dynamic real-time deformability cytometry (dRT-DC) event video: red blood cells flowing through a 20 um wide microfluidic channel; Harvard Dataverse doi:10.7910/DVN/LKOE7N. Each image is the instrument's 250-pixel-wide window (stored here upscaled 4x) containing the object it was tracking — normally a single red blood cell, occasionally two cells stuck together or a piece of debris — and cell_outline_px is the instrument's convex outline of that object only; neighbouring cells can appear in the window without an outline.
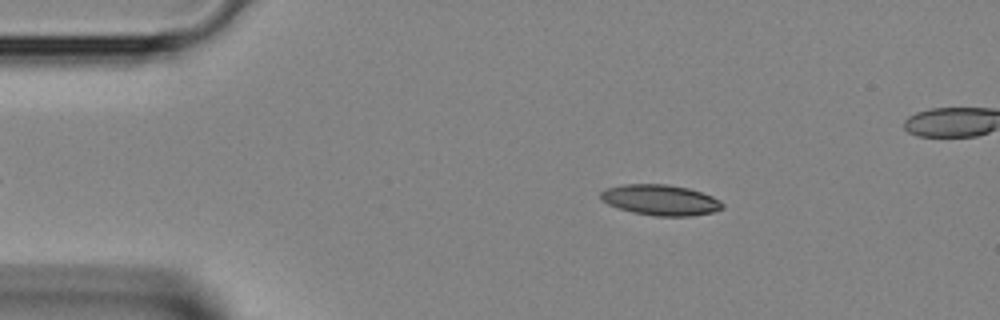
{"species": "Egyptian fruit bat (a non-hibernating species)", "species_latin": "Rousettus aegyptiacus", "temperature_condition": "room temperature", "stored_images_in_passage": 33, "camera_frame_rate_fps": 3000, "um_per_image_px": 0.085, "animal": {"sex": "female"}, "frame": {"image": 1, "passage_image": 3, "time_ms": 0.667, "image_size_px": [1000, 320], "cell_outline_px": [[724, 208], [716, 212], [692, 216], [652, 216], [632, 212], [608, 204], [600, 200], [600, 192], [604, 188], [620, 184], [668, 184], [688, 188], [712, 196], [720, 200], [724, 204]], "centroid_in_image_um": [56.14, 17.0], "position_along_channel_um": 28.9, "area_um2": 22.08}}
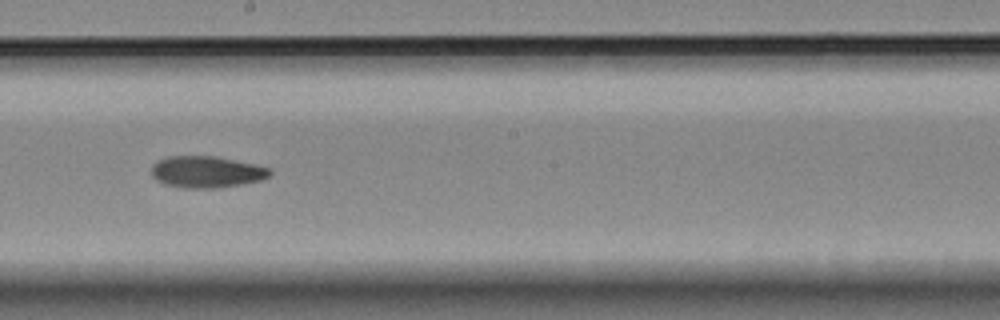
{"frame": {"image": 2, "passage_image": 18, "time_ms": 5.667, "image_size_px": [1000, 320], "cell_outline_px": [[272, 172], [268, 176], [260, 180], [220, 188], [184, 188], [164, 184], [156, 180], [152, 176], [152, 164], [156, 160], [164, 156], [216, 156], [256, 164], [272, 168]], "centroid_in_image_um": [17.53, 14.6], "position_along_channel_um": 230.7, "area_um2": 22.08}}
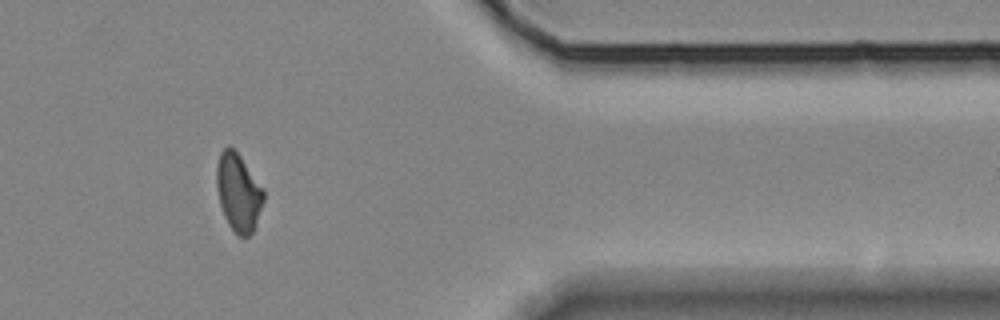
{"frame": {"image": 3, "passage_image": 29, "time_ms": 9.333, "image_size_px": [1000, 320], "cell_outline_px": [[264, 200], [252, 232], [248, 236], [240, 236], [228, 224], [224, 216], [220, 204], [216, 184], [216, 168], [220, 152], [228, 144], [240, 156], [264, 188]], "centroid_in_image_um": [20.25, 16.32], "position_along_channel_um": 391.1, "area_um2": 21.1}}